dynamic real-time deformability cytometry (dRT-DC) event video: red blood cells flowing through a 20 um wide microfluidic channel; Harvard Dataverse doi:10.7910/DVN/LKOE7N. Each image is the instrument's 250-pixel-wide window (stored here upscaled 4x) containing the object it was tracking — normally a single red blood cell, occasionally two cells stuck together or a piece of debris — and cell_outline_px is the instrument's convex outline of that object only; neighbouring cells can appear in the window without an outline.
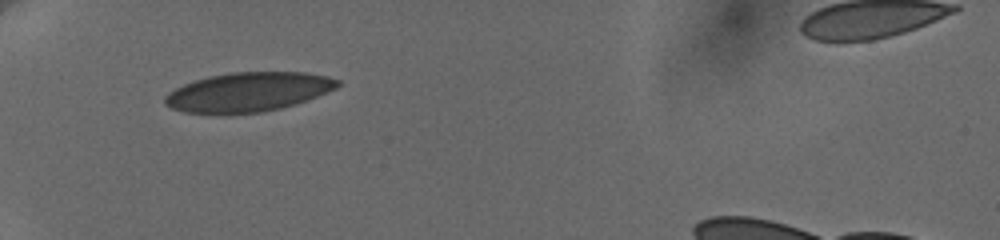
{"species": "human", "species_latin": "Homo sapiens", "temperature_condition": "cold", "stored_images_in_passage": 2, "camera_frame_rate_fps": 3000, "um_per_image_px": 0.085, "donor": {"sex": "female"}, "frame": {"image": 1, "passage_image": 1, "time_ms": 0.0, "image_size_px": [1000, 240], "cell_outline_px": [[340, 84], [336, 88], [296, 104], [264, 112], [184, 112], [172, 108], [164, 104], [164, 96], [168, 92], [184, 84], [208, 76], [232, 72], [304, 72], [328, 76], [340, 80]], "centroid_in_image_um": [21.11, 7.79], "position_along_channel_um": 63.9, "area_um2": 38.96}}